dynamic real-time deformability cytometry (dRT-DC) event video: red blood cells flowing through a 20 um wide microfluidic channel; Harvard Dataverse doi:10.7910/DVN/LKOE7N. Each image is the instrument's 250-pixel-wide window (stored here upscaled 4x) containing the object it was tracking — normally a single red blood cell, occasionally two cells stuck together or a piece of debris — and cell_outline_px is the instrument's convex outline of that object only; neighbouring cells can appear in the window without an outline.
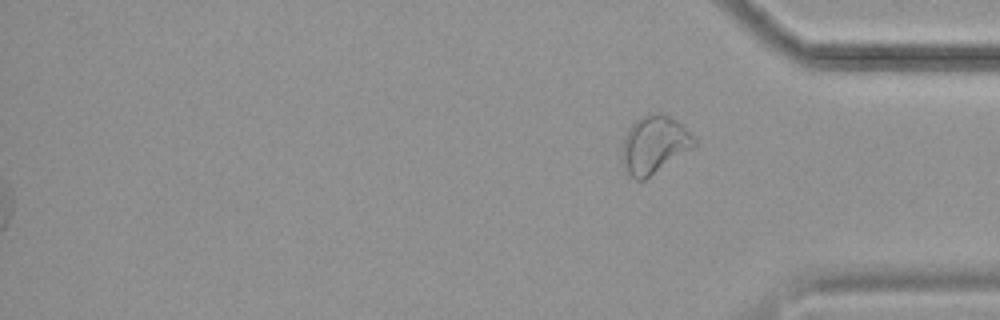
{"species": "common noctule bat (a hibernating species)", "species_latin": "Nyctalus noctula", "temperature_condition": "cold", "stored_images_in_passage": 16, "segment_of_instrument_passage": [2, 2], "camera_frame_rate_fps": 3000, "um_per_image_px": 0.085, "animal": {"sex": "female", "body_mass_g": 19.9}, "frame": {"image": 1, "passage_image": 16, "time_ms": 5.0, "image_size_px": [1000, 320], "cell_outline_px": [[696, 144], [692, 148], [644, 180], [636, 180], [628, 172], [620, 160], [624, 140], [628, 128], [640, 116], [652, 112], [660, 112], [676, 120], [696, 140]], "centroid_in_image_um": [55.57, 12.28], "position_along_channel_um": 379.6, "area_um2": 23.93}}